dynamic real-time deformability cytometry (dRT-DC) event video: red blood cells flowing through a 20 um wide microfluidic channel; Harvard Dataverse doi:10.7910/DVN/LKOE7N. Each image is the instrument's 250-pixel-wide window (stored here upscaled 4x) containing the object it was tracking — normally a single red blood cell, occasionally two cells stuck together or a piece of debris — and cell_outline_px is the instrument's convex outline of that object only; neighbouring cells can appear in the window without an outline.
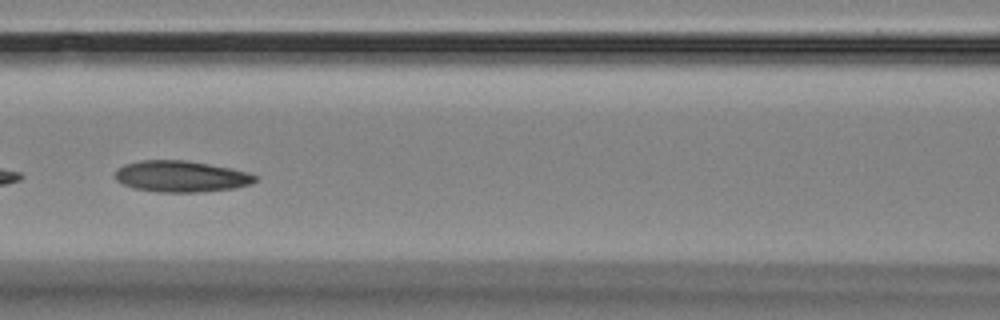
{"species": "Egyptian fruit bat (a non-hibernating species)", "species_latin": "Rousettus aegyptiacus", "temperature_condition": "room temperature", "stored_images_in_passage": 15, "camera_frame_rate_fps": 3000, "um_per_image_px": 0.085, "animal": {"sex": "female"}, "frame": {"image": 1, "passage_image": 6, "time_ms": 5.667, "image_size_px": [1000, 320], "cell_outline_px": [[260, 176], [252, 184], [236, 188], [200, 192], [160, 192], [132, 188], [116, 180], [116, 168], [124, 164], [140, 160], [184, 160], [232, 168], [248, 172]], "centroid_in_image_um": [15.42, 14.99], "position_along_channel_um": 151.2, "area_um2": 25.72}}
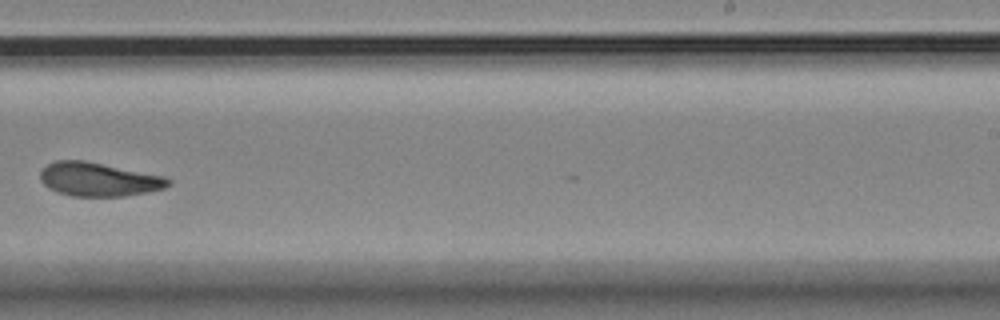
{"frame": {"image": 2, "passage_image": 9, "time_ms": 9.333, "image_size_px": [1000, 320], "cell_outline_px": [[172, 184], [164, 188], [148, 192], [124, 196], [72, 196], [56, 192], [48, 188], [40, 180], [40, 172], [48, 164], [56, 160], [84, 160], [164, 176], [172, 180]], "centroid_in_image_um": [8.39, 15.25], "position_along_channel_um": 280.6, "area_um2": 25.2}}
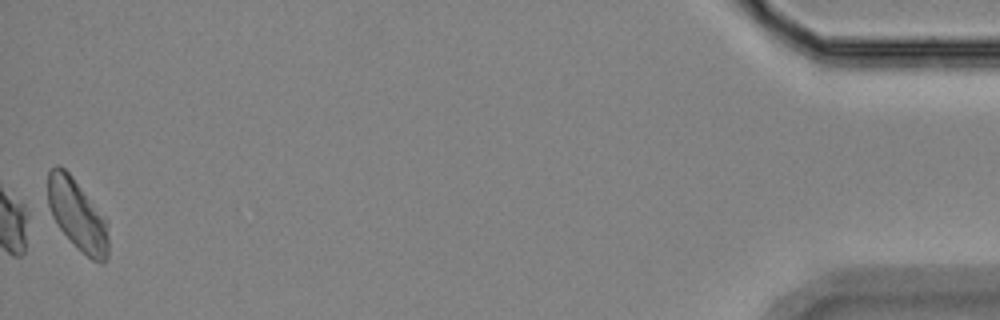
{"frame": {"image": 3, "passage_image": 15, "time_ms": 16.0, "image_size_px": [1000, 320], "cell_outline_px": [[108, 256], [104, 264], [100, 264], [92, 260], [56, 224], [52, 216], [48, 204], [48, 172], [56, 164], [60, 164], [72, 176], [104, 216], [108, 236]], "centroid_in_image_um": [6.57, 18.24], "position_along_channel_um": 428.6, "area_um2": 24.62}, "authors_computed_cell_mechanics": {"area_um2": 25.2586, "velocity_mm_per_s": 3.5501, "shape_relaxation_time_tau1_ms": 8.5106, "shape_relaxation_time_tau2_ms": 3.7171, "deformation_change_tau1": 0.1419, "deformation_change_tau2": 0.0872}}